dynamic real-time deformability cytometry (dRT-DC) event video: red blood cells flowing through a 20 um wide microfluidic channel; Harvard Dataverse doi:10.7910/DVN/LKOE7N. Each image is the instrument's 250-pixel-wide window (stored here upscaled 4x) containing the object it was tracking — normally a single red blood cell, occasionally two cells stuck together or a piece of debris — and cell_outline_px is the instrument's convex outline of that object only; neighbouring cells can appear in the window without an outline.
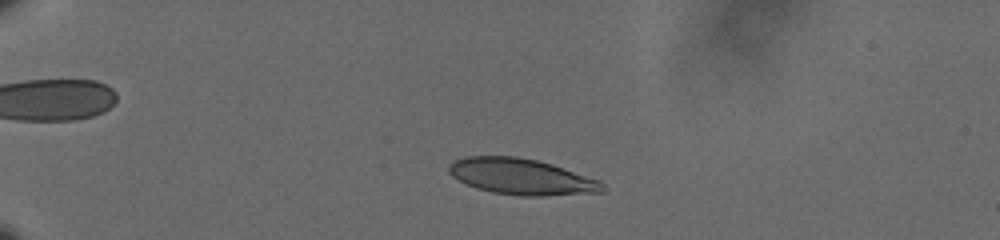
{"species": "human", "species_latin": "Homo sapiens", "temperature_condition": "cold", "stored_images_in_passage": 55, "camera_frame_rate_fps": 3000, "um_per_image_px": 0.085, "donor": {"sex": "male"}, "frame": {"image": 1, "passage_image": 11, "time_ms": 3.333, "image_size_px": [1000, 240], "cell_outline_px": [[604, 192], [544, 196], [520, 196], [492, 192], [476, 188], [452, 176], [448, 172], [448, 164], [456, 160], [468, 156], [516, 156], [536, 160], [552, 164], [600, 180], [604, 184]], "centroid_in_image_um": [44.34, 15.02], "position_along_channel_um": 40.7, "area_um2": 32.25}}
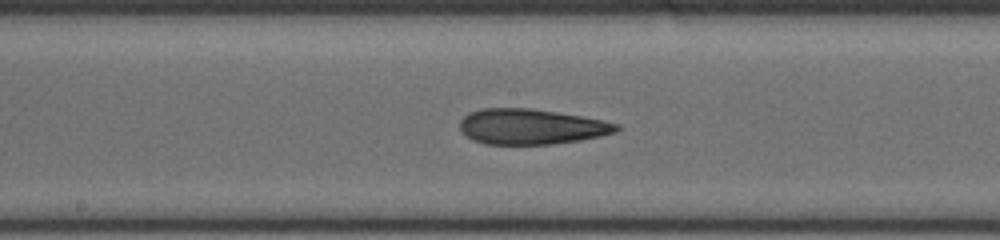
{"frame": {"image": 2, "passage_image": 30, "time_ms": 9.667, "image_size_px": [1000, 240], "cell_outline_px": [[620, 128], [616, 132], [600, 136], [580, 140], [552, 144], [484, 144], [472, 140], [460, 132], [460, 120], [468, 112], [484, 108], [532, 108], [580, 116], [620, 124]], "centroid_in_image_um": [45.11, 10.76], "position_along_channel_um": 203.1, "area_um2": 32.37}}
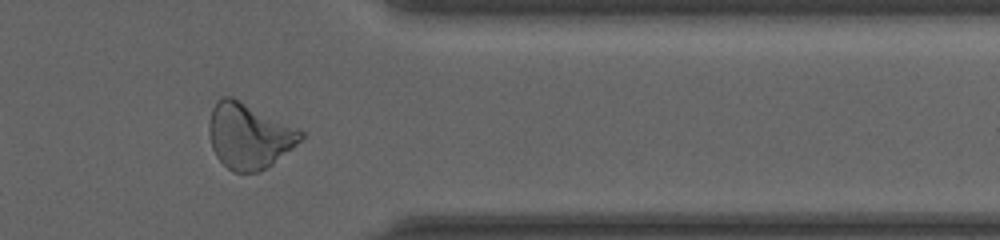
{"frame": {"image": 3, "passage_image": 46, "time_ms": 15.0, "image_size_px": [1000, 240], "cell_outline_px": [[304, 136], [292, 148], [272, 164], [260, 172], [232, 172], [216, 156], [212, 148], [208, 132], [208, 124], [212, 108], [216, 100], [220, 96], [232, 96], [304, 132]], "centroid_in_image_um": [21.11, 11.55], "position_along_channel_um": 390.3, "area_um2": 34.8}, "authors_computed_cell_mechanics": {"area_um2": 32.2524, "velocity_mm_per_s": 3.6169, "shape_relaxation_time_tau1_ms": 6.207, "shape_relaxation_time_tau2_ms": 2.9254, "deformation_change_tau1": 0.1568, "deformation_change_tau2": 0.1139}}